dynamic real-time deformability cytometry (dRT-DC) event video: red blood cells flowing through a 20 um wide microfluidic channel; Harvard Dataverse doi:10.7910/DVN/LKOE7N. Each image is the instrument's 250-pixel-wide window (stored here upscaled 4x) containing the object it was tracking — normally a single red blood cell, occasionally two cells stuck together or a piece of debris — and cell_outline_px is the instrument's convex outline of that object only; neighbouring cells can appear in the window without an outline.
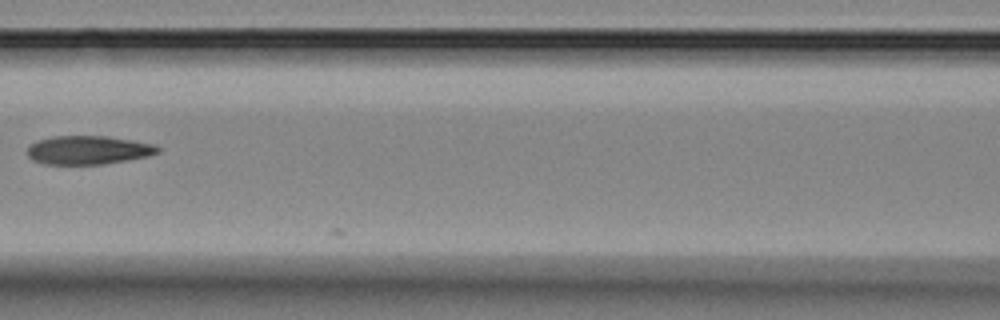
{"species": "Egyptian fruit bat (a non-hibernating species)", "species_latin": "Rousettus aegyptiacus", "temperature_condition": "room temperature", "stored_images_in_passage": 7, "segment_of_instrument_passage": [1, 2], "camera_frame_rate_fps": 3000, "um_per_image_px": 0.085, "animal": {"sex": "female"}, "frame": {"image": 1, "passage_image": 5, "time_ms": 8.0, "image_size_px": [1000, 320], "cell_outline_px": [[160, 152], [148, 156], [104, 164], [44, 164], [32, 160], [28, 156], [28, 148], [36, 140], [52, 136], [104, 136], [152, 144], [160, 148]], "centroid_in_image_um": [7.46, 12.76], "position_along_channel_um": 159.1, "area_um2": 21.56}}